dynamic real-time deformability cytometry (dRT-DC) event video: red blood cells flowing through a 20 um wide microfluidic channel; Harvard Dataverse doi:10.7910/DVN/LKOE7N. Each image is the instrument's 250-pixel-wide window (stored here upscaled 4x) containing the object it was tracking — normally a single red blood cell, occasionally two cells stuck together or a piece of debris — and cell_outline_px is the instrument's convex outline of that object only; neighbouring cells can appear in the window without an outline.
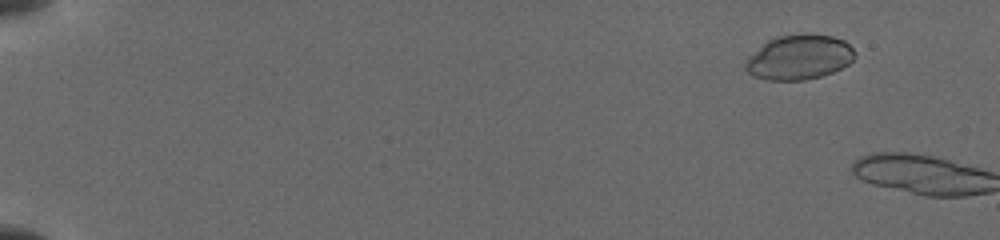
{"species": "common noctule bat (a hibernating species)", "species_latin": "Nyctalus noctula", "temperature_condition": "cold", "stored_images_in_passage": 4, "camera_frame_rate_fps": 3000, "um_per_image_px": 0.085, "animal": {"sex": "female", "body_mass_g": 19.5, "forearm_length_mm": 54.1}, "frame": {"image": 1, "passage_image": 3, "time_ms": 1.667, "image_size_px": [1000, 240], "cell_outline_px": [[856, 56], [848, 64], [832, 72], [820, 76], [804, 80], [768, 80], [752, 76], [744, 68], [744, 64], [768, 40], [776, 36], [832, 36], [844, 40], [852, 48]], "centroid_in_image_um": [67.94, 4.91], "position_along_channel_um": 17.1, "area_um2": 27.63}}